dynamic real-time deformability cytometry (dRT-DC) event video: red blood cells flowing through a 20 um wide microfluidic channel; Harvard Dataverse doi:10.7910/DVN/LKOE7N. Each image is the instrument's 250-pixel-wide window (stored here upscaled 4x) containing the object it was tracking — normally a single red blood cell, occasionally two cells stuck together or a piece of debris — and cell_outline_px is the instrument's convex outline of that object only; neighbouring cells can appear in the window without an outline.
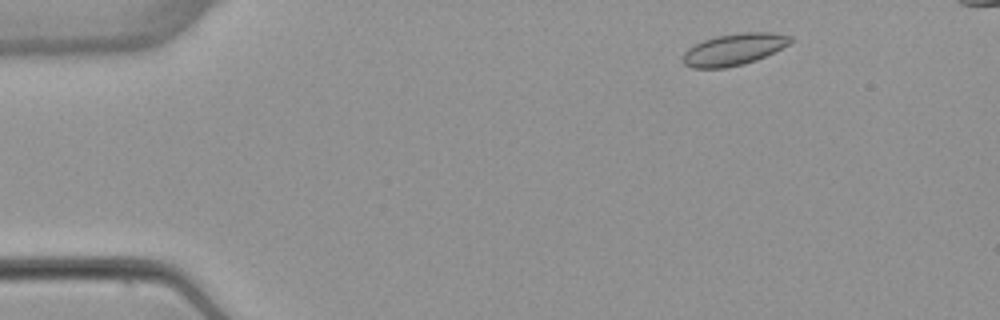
{"species": "common noctule bat (a hibernating species)", "species_latin": "Nyctalus noctula", "temperature_condition": "warm", "stored_images_in_passage": 5, "camera_frame_rate_fps": 3000, "um_per_image_px": 0.085, "animal": {"sex": "female", "body_mass_g": 22.7, "forearm_length_mm": 54.2}, "frame": {"image": 1, "passage_image": 2, "time_ms": 1.0, "image_size_px": [1000, 320], "cell_outline_px": [[792, 40], [788, 44], [756, 60], [744, 64], [724, 68], [692, 68], [684, 64], [680, 60], [684, 52], [688, 48], [704, 40], [716, 36], [744, 32], [772, 32], [792, 36]], "centroid_in_image_um": [62.33, 4.2], "position_along_channel_um": 22.7, "area_um2": 19.77}}